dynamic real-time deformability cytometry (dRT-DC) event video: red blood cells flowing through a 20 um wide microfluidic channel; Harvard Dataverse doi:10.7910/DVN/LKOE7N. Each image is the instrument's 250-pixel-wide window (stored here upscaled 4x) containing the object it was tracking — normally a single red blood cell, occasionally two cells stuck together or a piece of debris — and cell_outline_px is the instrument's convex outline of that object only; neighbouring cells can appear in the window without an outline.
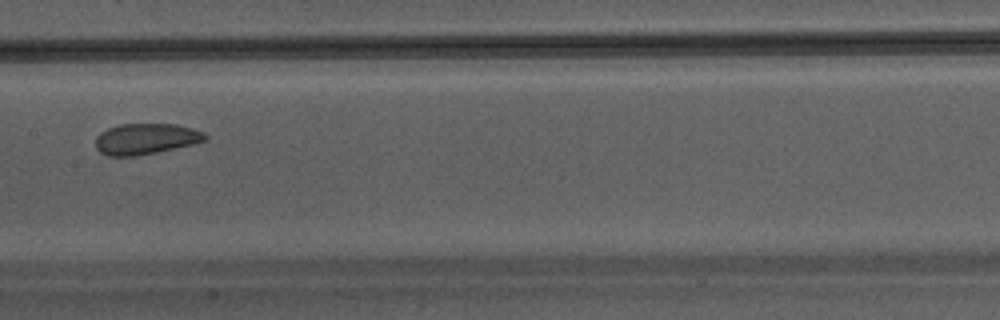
{"species": "Egyptian fruit bat (a non-hibernating species)", "species_latin": "Rousettus aegyptiacus", "temperature_condition": "warm", "stored_images_in_passage": 19, "camera_frame_rate_fps": 3000, "um_per_image_px": 0.085, "animal": {"sex": "male"}, "frame": {"image": 1, "passage_image": 11, "time_ms": 3.333, "image_size_px": [1000, 320], "cell_outline_px": [[208, 140], [192, 144], [156, 152], [136, 156], [108, 156], [100, 152], [96, 148], [96, 136], [100, 132], [108, 128], [120, 124], [176, 124], [192, 128], [204, 132], [208, 136]], "centroid_in_image_um": [12.39, 11.8], "position_along_channel_um": 195.0, "area_um2": 19.77}}
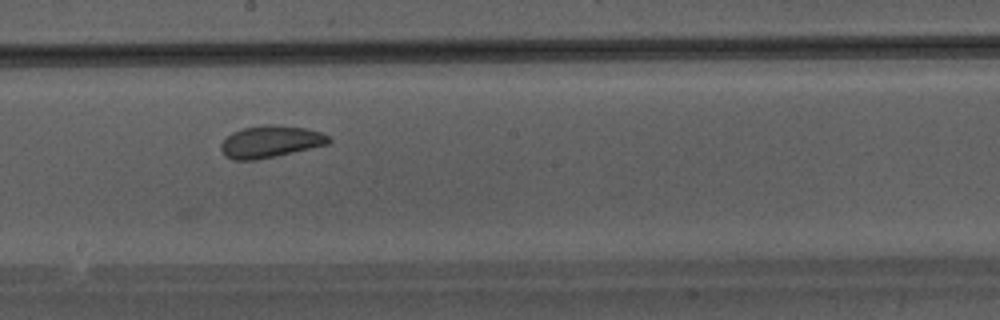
{"frame": {"image": 2, "passage_image": 13, "time_ms": 4.0, "image_size_px": [1000, 320], "cell_outline_px": [[332, 140], [328, 144], [276, 156], [256, 160], [232, 160], [224, 156], [220, 148], [220, 144], [232, 132], [244, 128], [268, 124], [272, 124], [304, 128], [320, 132], [328, 136]], "centroid_in_image_um": [22.96, 12.05], "position_along_channel_um": 225.2, "area_um2": 20.0}}